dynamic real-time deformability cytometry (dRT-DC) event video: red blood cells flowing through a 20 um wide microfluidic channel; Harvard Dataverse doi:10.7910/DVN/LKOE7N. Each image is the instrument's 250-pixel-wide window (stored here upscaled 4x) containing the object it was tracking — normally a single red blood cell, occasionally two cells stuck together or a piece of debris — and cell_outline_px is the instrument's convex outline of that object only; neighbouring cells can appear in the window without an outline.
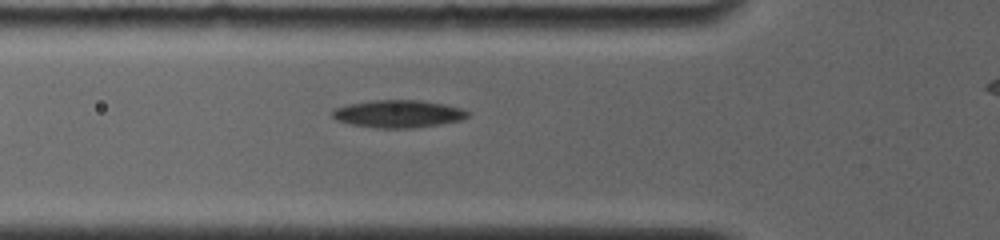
{"species": "common noctule bat (a hibernating species)", "species_latin": "Nyctalus noctula", "temperature_condition": "room temperature", "stored_images_in_passage": 18, "camera_frame_rate_fps": 4000, "um_per_image_px": 0.085, "animal": {"sex": "female", "body_mass_g": 19.0, "forearm_length_mm": 56.7}, "frame": {"image": 1, "passage_image": 2, "time_ms": 0.5, "image_size_px": [1000, 240], "cell_outline_px": [[468, 116], [460, 120], [412, 128], [376, 128], [352, 124], [340, 120], [332, 116], [332, 112], [336, 108], [348, 104], [372, 100], [420, 100], [444, 104], [460, 108], [468, 112]], "centroid_in_image_um": [33.84, 9.66], "position_along_channel_um": 92.0, "area_um2": 21.33}}
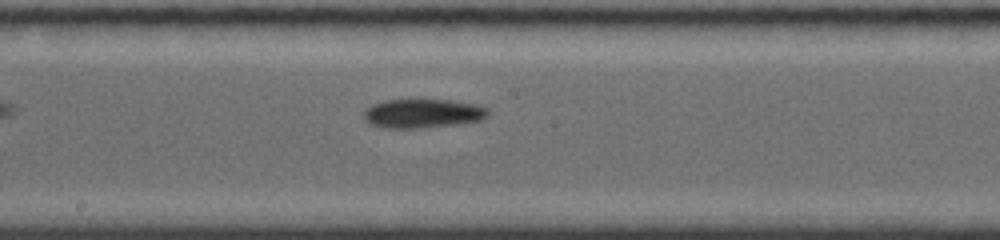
{"frame": {"image": 2, "passage_image": 8, "time_ms": 3.75, "image_size_px": [1000, 240], "cell_outline_px": [[488, 112], [480, 120], [452, 124], [416, 128], [388, 128], [372, 124], [364, 120], [364, 112], [372, 104], [384, 100], [408, 96], [416, 96], [452, 100], [476, 104], [488, 108]], "centroid_in_image_um": [35.87, 9.56], "position_along_channel_um": 212.3, "area_um2": 21.68}}
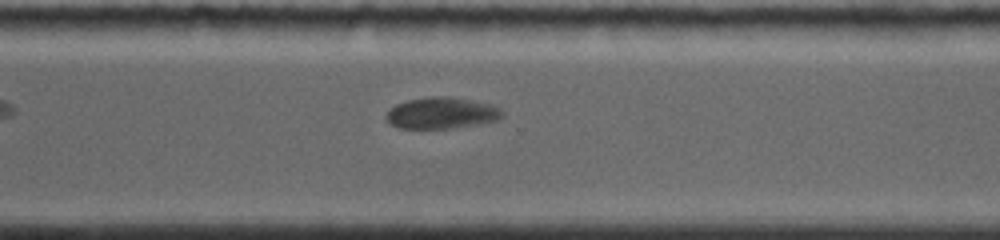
{"frame": {"image": 3, "passage_image": 14, "time_ms": 7.0, "image_size_px": [1000, 240], "cell_outline_px": [[504, 116], [496, 120], [476, 124], [448, 128], [396, 128], [384, 116], [396, 104], [408, 100], [432, 96], [440, 96], [472, 100], [492, 104], [500, 108], [504, 112]], "centroid_in_image_um": [37.55, 9.6], "position_along_channel_um": 333.1, "area_um2": 20.98}}